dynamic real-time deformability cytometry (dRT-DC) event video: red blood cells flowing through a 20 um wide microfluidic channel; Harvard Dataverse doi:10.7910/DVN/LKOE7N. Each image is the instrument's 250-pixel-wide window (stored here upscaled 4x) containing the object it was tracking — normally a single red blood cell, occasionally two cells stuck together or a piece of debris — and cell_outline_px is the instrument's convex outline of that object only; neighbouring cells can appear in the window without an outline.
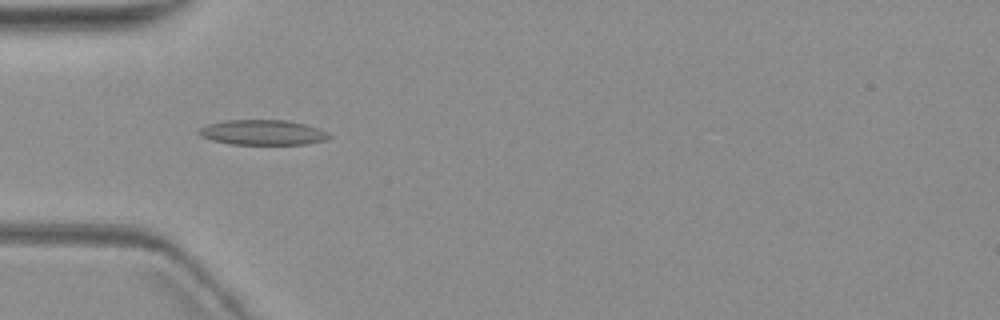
{"species": "common noctule bat (a hibernating species)", "species_latin": "Nyctalus noctula", "temperature_condition": "warm", "stored_images_in_passage": 13, "camera_frame_rate_fps": 3000, "um_per_image_px": 0.085, "animal": {"sex": "female", "body_mass_g": 19.3, "forearm_length_mm": 54.1}, "frame": {"image": 1, "passage_image": 4, "time_ms": 5.333, "image_size_px": [1000, 320], "cell_outline_px": [[332, 136], [324, 140], [304, 144], [232, 144], [212, 140], [200, 136], [196, 132], [200, 128], [208, 124], [224, 120], [288, 120], [304, 124], [328, 132]], "centroid_in_image_um": [22.29, 11.25], "position_along_channel_um": 62.7, "area_um2": 18.96}}
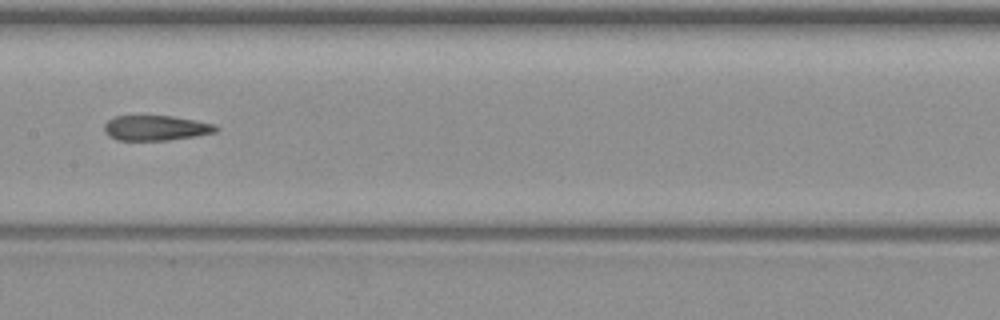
{"frame": {"image": 2, "passage_image": 7, "time_ms": 9.0, "image_size_px": [1000, 320], "cell_outline_px": [[220, 128], [216, 132], [196, 136], [168, 140], [116, 140], [108, 136], [104, 132], [104, 124], [108, 120], [116, 116], [172, 116], [196, 120], [212, 124]], "centroid_in_image_um": [13.23, 10.88], "position_along_channel_um": 194.2, "area_um2": 16.36}}
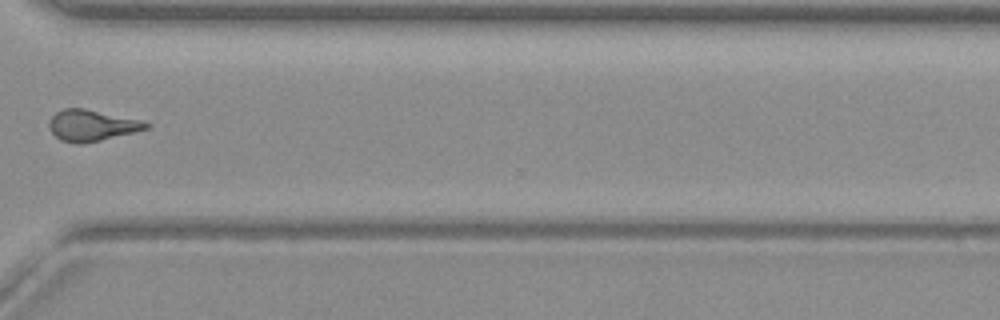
{"frame": {"image": 3, "passage_image": 11, "time_ms": 13.667, "image_size_px": [1000, 320], "cell_outline_px": [[152, 124], [148, 128], [84, 144], [76, 144], [60, 140], [52, 132], [48, 124], [52, 116], [56, 112], [64, 108], [84, 108], [144, 120]], "centroid_in_image_um": [7.81, 10.65], "position_along_channel_um": 362.8, "area_um2": 17.63}, "authors_computed_cell_mechanics": {"area_um2": 17.4556, "velocity_mm_per_s": 3.6231, "shape_relaxation_time_tau1_ms": null, "shape_relaxation_time_tau2_ms": 2.7516, "deformation_change_tau1": null, "deformation_change_tau2": 0.0962}}